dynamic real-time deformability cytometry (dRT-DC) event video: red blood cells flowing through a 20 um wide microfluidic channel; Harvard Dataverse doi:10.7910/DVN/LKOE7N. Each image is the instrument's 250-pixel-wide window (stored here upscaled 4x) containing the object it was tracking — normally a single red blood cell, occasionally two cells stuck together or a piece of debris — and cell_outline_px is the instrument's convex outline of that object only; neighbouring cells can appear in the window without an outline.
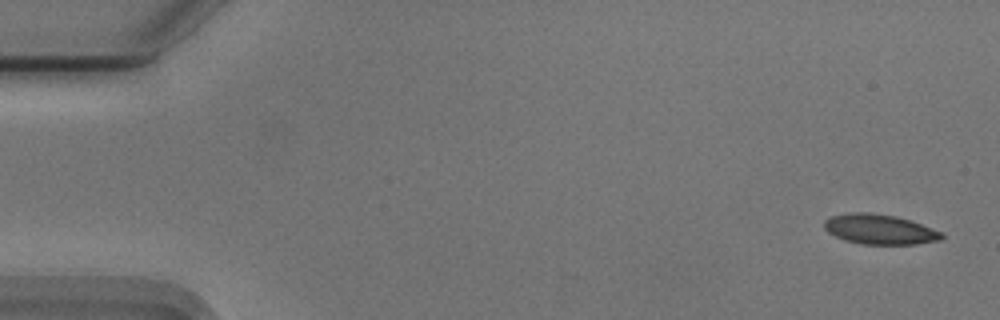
{"species": "Egyptian fruit bat (a non-hibernating species)", "species_latin": "Rousettus aegyptiacus", "temperature_condition": "cold", "stored_images_in_passage": 55, "camera_frame_rate_fps": 3000, "um_per_image_px": 0.085, "animal": {"sex": "male"}, "frame": {"image": 1, "passage_image": 2, "time_ms": 0.333, "image_size_px": [1000, 320], "cell_outline_px": [[944, 236], [940, 240], [916, 244], [860, 244], [844, 240], [828, 232], [824, 228], [824, 220], [832, 216], [848, 212], [868, 212], [896, 216], [944, 232]], "centroid_in_image_um": [74.76, 19.49], "position_along_channel_um": 10.2, "area_um2": 20.52}}
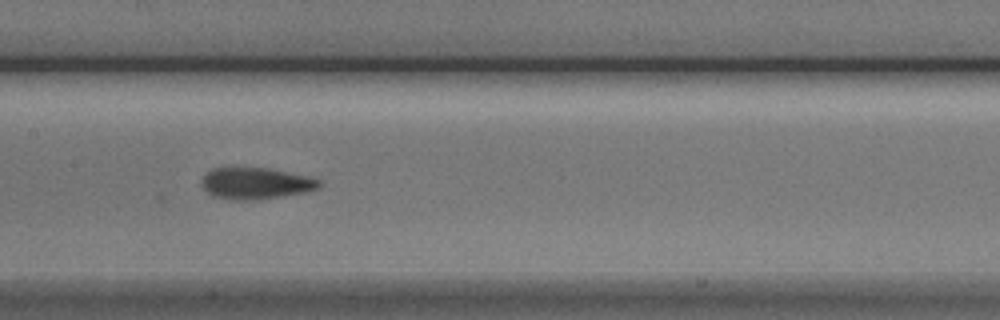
{"frame": {"image": 2, "passage_image": 27, "time_ms": 8.667, "image_size_px": [1000, 320], "cell_outline_px": [[320, 188], [308, 192], [256, 200], [236, 200], [212, 196], [200, 184], [200, 180], [212, 168], [268, 168], [308, 176], [320, 180]], "centroid_in_image_um": [21.75, 15.59], "position_along_channel_um": 185.7, "area_um2": 21.62}}
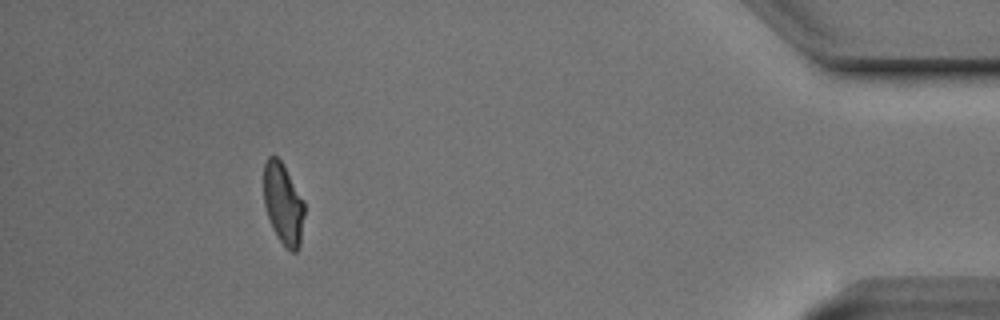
{"frame": {"image": 3, "passage_image": 50, "time_ms": 16.333, "image_size_px": [1000, 320], "cell_outline_px": [[304, 212], [300, 248], [296, 252], [292, 252], [284, 248], [276, 236], [272, 228], [264, 204], [264, 164], [268, 156], [276, 156], [280, 160], [304, 200]], "centroid_in_image_um": [24.08, 17.38], "position_along_channel_um": 411.1, "area_um2": 19.36}, "authors_computed_cell_mechanics": {"area_um2": 21.0392, "velocity_mm_per_s": 3.725, "shape_relaxation_time_tau1_ms": 3.0129, "shape_relaxation_time_tau2_ms": 1.9767, "deformation_change_tau1": 0.1235, "deformation_change_tau2": 0.0773}}